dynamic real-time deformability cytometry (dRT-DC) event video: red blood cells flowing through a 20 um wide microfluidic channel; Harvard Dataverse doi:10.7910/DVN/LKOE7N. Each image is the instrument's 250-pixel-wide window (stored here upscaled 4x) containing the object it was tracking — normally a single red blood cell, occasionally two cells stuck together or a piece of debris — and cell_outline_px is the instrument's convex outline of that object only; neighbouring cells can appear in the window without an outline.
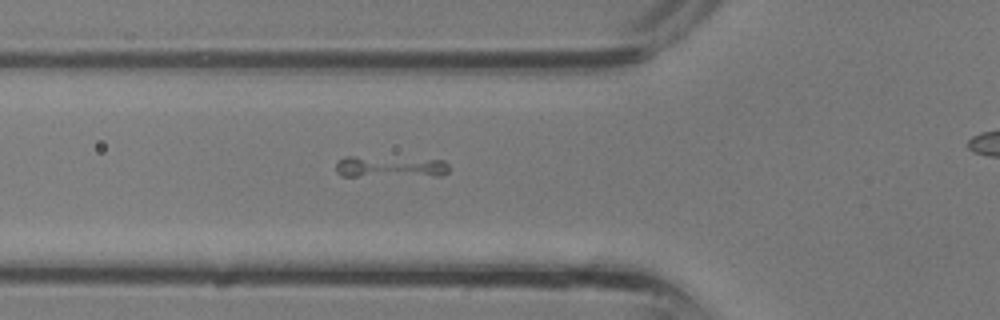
{"species": "common noctule bat (a hibernating species)", "species_latin": "Nyctalus noctula", "temperature_condition": "room temperature", "stored_images_in_passage": 32, "camera_frame_rate_fps": 3000, "um_per_image_px": 0.085, "animal": {"sex": "male", "body_mass_g": 13.3}, "frame": {"image": 1, "passage_image": 11, "time_ms": 3.333, "image_size_px": [1000, 320], "cell_outline_px": [[448, 172], [440, 176], [340, 176], [336, 172], [336, 164], [344, 156], [352, 156], [444, 160], [448, 164]], "centroid_in_image_um": [33.15, 14.19], "position_along_channel_um": 92.6, "area_um2": 14.28}}
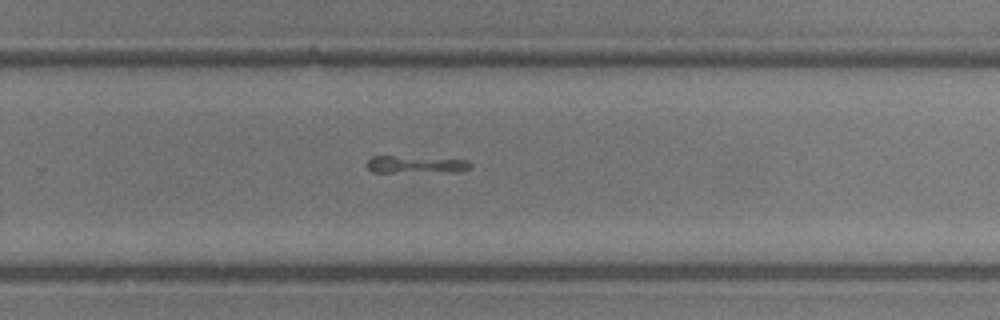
{"frame": {"image": 2, "passage_image": 21, "time_ms": 6.667, "image_size_px": [1000, 320], "cell_outline_px": [[472, 164], [468, 168], [460, 172], [372, 172], [368, 168], [368, 160], [372, 156], [392, 156], [468, 160]], "centroid_in_image_um": [35.36, 13.99], "position_along_channel_um": 294.4, "area_um2": 10.35}}
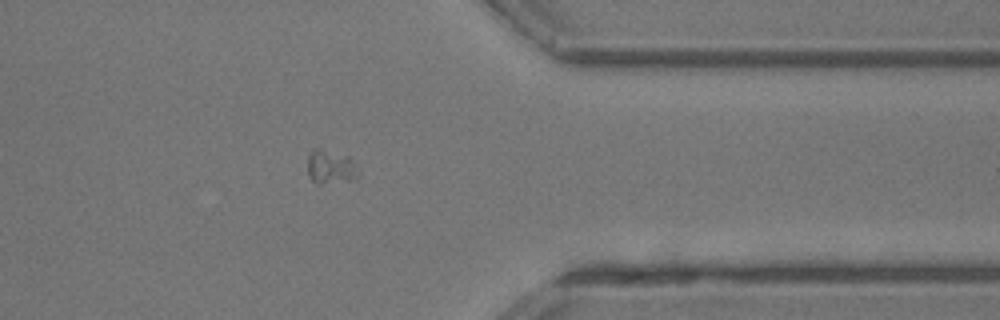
{"frame": {"image": 3, "passage_image": 26, "time_ms": 8.333, "image_size_px": [1000, 320], "cell_outline_px": [[360, 176], [352, 180], [320, 184], [316, 184], [308, 176], [308, 156], [316, 148], [320, 148], [348, 156], [360, 172]], "centroid_in_image_um": [28.11, 14.22], "position_along_channel_um": 383.3, "area_um2": 10.06}}